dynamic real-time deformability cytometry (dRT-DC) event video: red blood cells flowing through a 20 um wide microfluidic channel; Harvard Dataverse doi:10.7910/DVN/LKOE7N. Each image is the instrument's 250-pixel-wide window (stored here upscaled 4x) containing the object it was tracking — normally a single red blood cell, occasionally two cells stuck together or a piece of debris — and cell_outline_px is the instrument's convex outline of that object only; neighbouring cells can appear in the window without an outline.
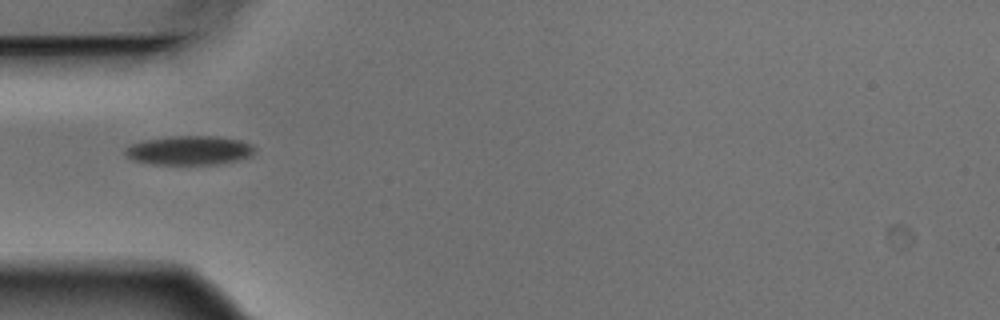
{"species": "Egyptian fruit bat (a non-hibernating species)", "species_latin": "Rousettus aegyptiacus", "temperature_condition": "warm", "stored_images_in_passage": 2, "camera_frame_rate_fps": 3000, "um_per_image_px": 0.085, "animal": {"sex": "male"}, "frame": {"image": 1, "passage_image": 1, "time_ms": 0.0, "image_size_px": [1000, 320], "cell_outline_px": [[256, 148], [252, 156], [240, 160], [220, 164], [152, 164], [132, 160], [124, 152], [124, 148], [128, 144], [144, 140], [168, 136], [216, 136], [240, 140], [252, 144]], "centroid_in_image_um": [16.1, 12.78], "position_along_channel_um": 68.9, "area_um2": 22.31}}
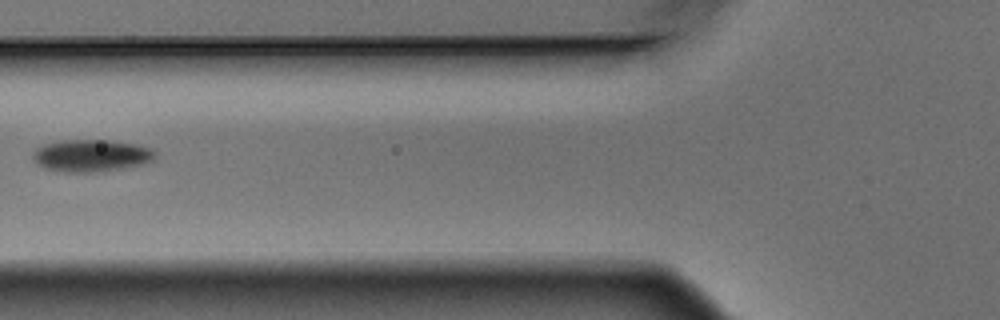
{"frame": {"image": 2, "passage_image": 2, "time_ms": 0.333, "image_size_px": [1000, 320], "cell_outline_px": [[156, 160], [124, 168], [92, 172], [64, 172], [44, 168], [32, 160], [32, 152], [36, 148], [44, 144], [60, 140], [112, 140], [136, 144], [152, 148], [156, 152]], "centroid_in_image_um": [7.75, 13.21], "position_along_channel_um": 118.0, "area_um2": 23.18}}